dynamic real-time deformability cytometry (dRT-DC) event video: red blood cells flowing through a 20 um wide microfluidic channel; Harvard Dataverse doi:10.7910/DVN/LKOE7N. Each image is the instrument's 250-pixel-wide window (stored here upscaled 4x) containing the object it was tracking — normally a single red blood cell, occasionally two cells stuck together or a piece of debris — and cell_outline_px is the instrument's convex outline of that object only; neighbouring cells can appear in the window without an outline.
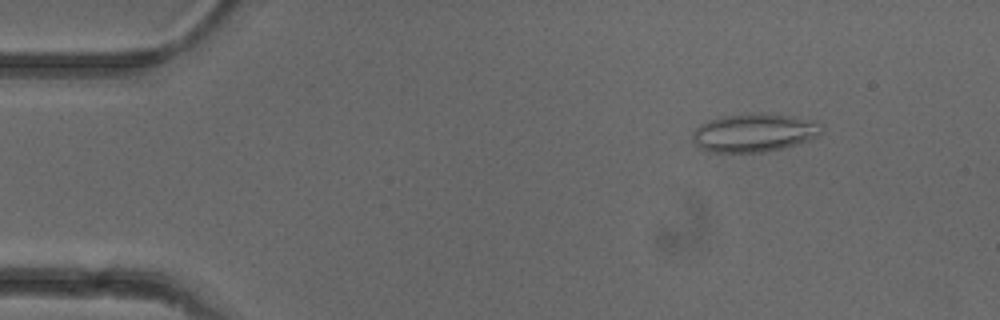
{"species": "common noctule bat (a hibernating species)", "species_latin": "Nyctalus noctula", "temperature_condition": "cold", "stored_images_in_passage": 46, "camera_frame_rate_fps": 3000, "um_per_image_px": 0.085, "animal": {"sex": "female"}, "frame": {"image": 1, "passage_image": 1, "time_ms": 0.0, "image_size_px": [1000, 320], "cell_outline_px": [[824, 132], [808, 140], [784, 148], [764, 152], [708, 152], [700, 148], [692, 140], [692, 132], [700, 124], [708, 120], [724, 116], [752, 112], [764, 112], [792, 116], [812, 120], [824, 124]], "centroid_in_image_um": [64.12, 11.27], "position_along_channel_um": 20.9, "area_um2": 29.3}}
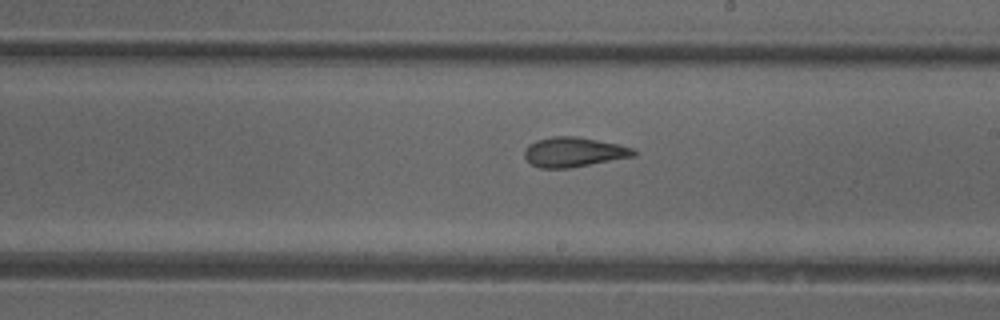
{"frame": {"image": 2, "passage_image": 24, "time_ms": 7.667, "image_size_px": [1000, 320], "cell_outline_px": [[636, 156], [568, 168], [540, 168], [532, 164], [524, 156], [524, 152], [528, 144], [536, 140], [552, 136], [576, 136], [620, 144], [632, 148], [636, 152]], "centroid_in_image_um": [48.77, 12.91], "position_along_channel_um": 240.2, "area_um2": 18.9}}
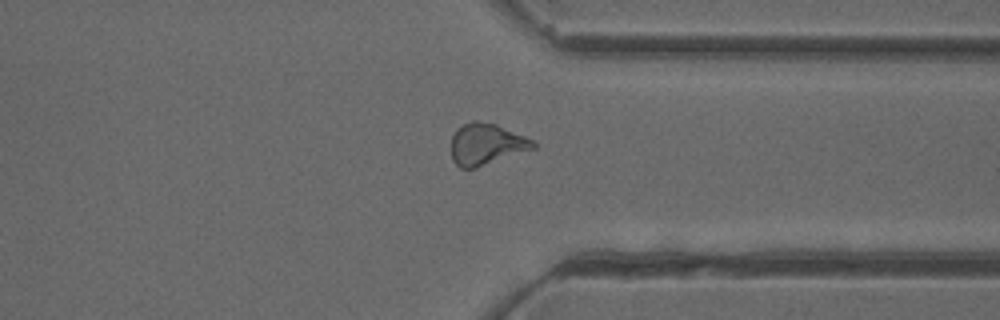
{"frame": {"image": 3, "passage_image": 34, "time_ms": 11.0, "image_size_px": [1000, 320], "cell_outline_px": [[536, 148], [476, 168], [460, 168], [452, 160], [452, 136], [456, 128], [472, 120], [476, 120], [496, 124], [524, 136], [532, 140], [536, 144]], "centroid_in_image_um": [41.32, 12.26], "position_along_channel_um": 370.1, "area_um2": 19.77}, "authors_computed_cell_mechanics": {"area_um2": 19.7387, "velocity_mm_per_s": 3.9519, "shape_relaxation_time_tau1_ms": null, "shape_relaxation_time_tau2_ms": 1.9683, "deformation_change_tau1": null, "deformation_change_tau2": 0.1042}}